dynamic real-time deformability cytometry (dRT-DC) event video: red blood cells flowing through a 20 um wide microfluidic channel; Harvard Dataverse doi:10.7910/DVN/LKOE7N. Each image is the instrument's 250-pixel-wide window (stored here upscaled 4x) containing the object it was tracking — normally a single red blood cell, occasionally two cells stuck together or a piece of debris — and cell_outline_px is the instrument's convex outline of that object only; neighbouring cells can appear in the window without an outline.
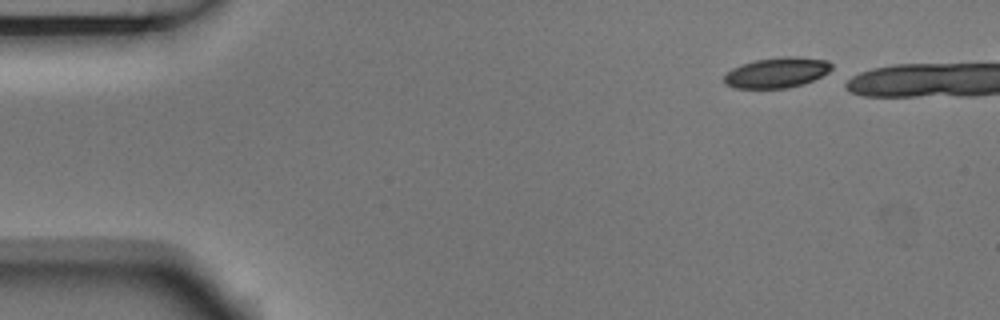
{"species": "Egyptian fruit bat (a non-hibernating species)", "species_latin": "Rousettus aegyptiacus", "temperature_condition": "room temperature", "stored_images_in_passage": 4, "camera_frame_rate_fps": 3000, "um_per_image_px": 0.085, "animal": {"sex": "male"}, "frame": {"image": 1, "passage_image": 1, "time_ms": 0.0, "image_size_px": [1000, 320], "cell_outline_px": [[832, 68], [828, 72], [804, 84], [788, 88], [732, 88], [724, 84], [724, 76], [732, 68], [740, 64], [756, 60], [784, 56], [796, 56], [828, 60], [832, 64]], "centroid_in_image_um": [66.02, 6.17], "position_along_channel_um": 19.0, "area_um2": 19.13}}
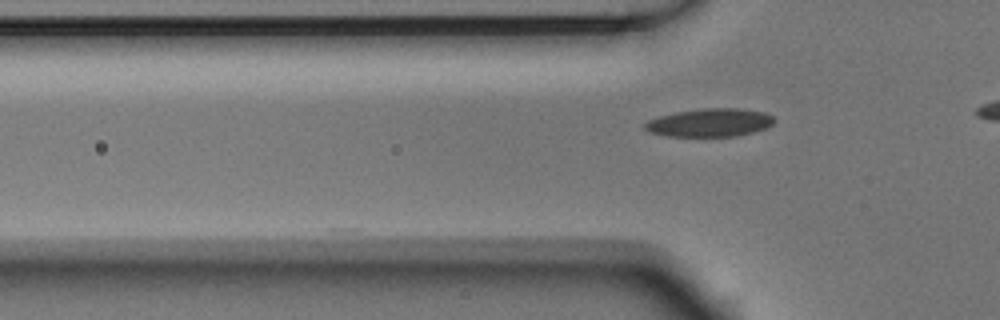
{"frame": {"image": 2, "passage_image": 4, "time_ms": 1.0, "image_size_px": [1000, 320], "cell_outline_px": [[776, 120], [772, 124], [764, 128], [752, 132], [736, 136], [668, 136], [648, 132], [644, 128], [644, 124], [648, 120], [660, 116], [676, 112], [700, 108], [736, 108], [764, 112], [772, 116]], "centroid_in_image_um": [60.31, 10.42], "position_along_channel_um": 65.5, "area_um2": 21.15}}